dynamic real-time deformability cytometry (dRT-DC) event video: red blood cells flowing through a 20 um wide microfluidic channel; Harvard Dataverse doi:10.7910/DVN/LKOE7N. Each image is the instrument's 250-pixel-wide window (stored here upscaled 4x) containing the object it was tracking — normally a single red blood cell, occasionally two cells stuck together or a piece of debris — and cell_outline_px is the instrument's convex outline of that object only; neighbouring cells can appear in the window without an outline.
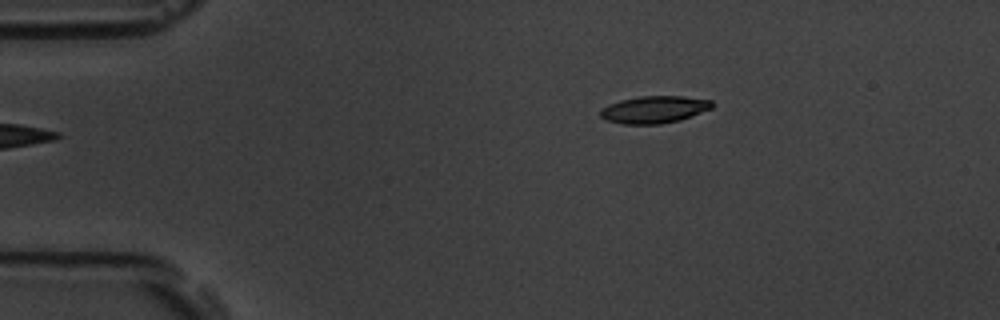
{"species": "common noctule bat (a hibernating species)", "species_latin": "Nyctalus noctula", "temperature_condition": "room temperature", "stored_images_in_passage": 48, "camera_frame_rate_fps": 3000, "um_per_image_px": 0.085, "animal": {"sex": "male", "body_mass_g": 19.5, "forearm_length_mm": 54.6}, "frame": {"image": 1, "passage_image": 1, "time_ms": 0.0, "image_size_px": [1000, 320], "cell_outline_px": [[712, 108], [680, 120], [660, 124], [620, 124], [604, 120], [600, 116], [600, 108], [608, 104], [620, 100], [640, 96], [684, 96], [712, 100]], "centroid_in_image_um": [55.56, 9.31], "position_along_channel_um": 29.4, "area_um2": 17.86}}
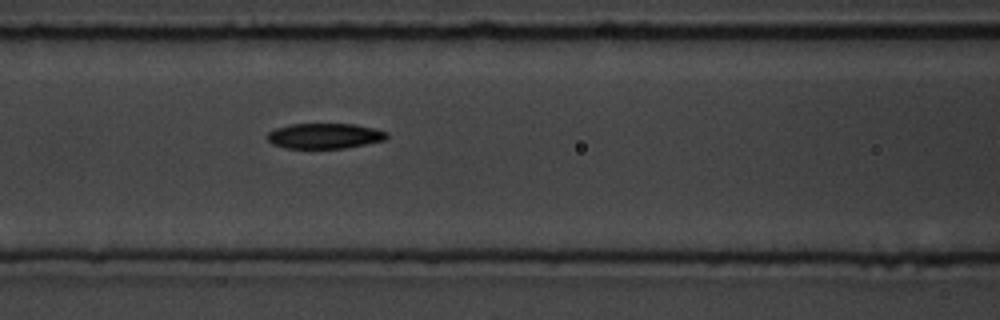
{"frame": {"image": 2, "passage_image": 15, "time_ms": 4.667, "image_size_px": [1000, 320], "cell_outline_px": [[388, 136], [384, 140], [348, 148], [284, 148], [272, 144], [264, 136], [268, 132], [276, 128], [292, 124], [352, 124], [372, 128], [388, 132]], "centroid_in_image_um": [27.55, 11.56], "position_along_channel_um": 139.0, "area_um2": 17.69}}
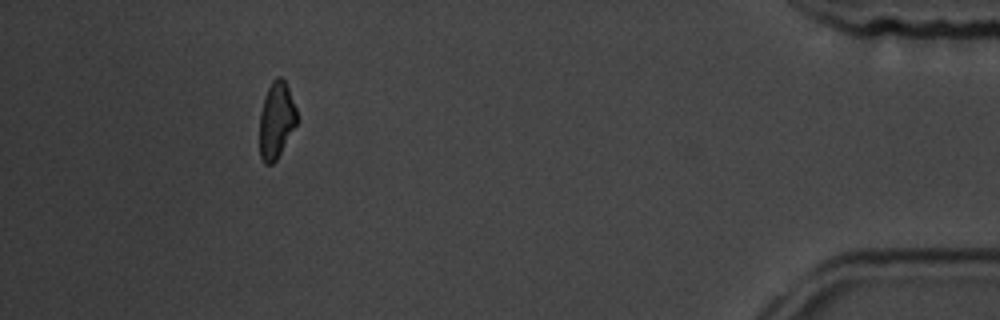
{"frame": {"image": 3, "passage_image": 43, "time_ms": 14.0, "image_size_px": [1000, 320], "cell_outline_px": [[296, 124], [276, 160], [272, 164], [264, 164], [260, 156], [260, 112], [264, 96], [272, 80], [276, 76], [280, 76], [284, 80], [288, 88], [296, 108]], "centroid_in_image_um": [23.47, 10.2], "position_along_channel_um": 411.7, "area_um2": 16.42}, "authors_computed_cell_mechanics": {"area_um2": 18.1781, "velocity_mm_per_s": 3.5724, "shape_relaxation_time_tau1_ms": 4.4362, "shape_relaxation_time_tau2_ms": 8.4221, "deformation_change_tau1": 0.1531, "deformation_change_tau2": 0.1594}}